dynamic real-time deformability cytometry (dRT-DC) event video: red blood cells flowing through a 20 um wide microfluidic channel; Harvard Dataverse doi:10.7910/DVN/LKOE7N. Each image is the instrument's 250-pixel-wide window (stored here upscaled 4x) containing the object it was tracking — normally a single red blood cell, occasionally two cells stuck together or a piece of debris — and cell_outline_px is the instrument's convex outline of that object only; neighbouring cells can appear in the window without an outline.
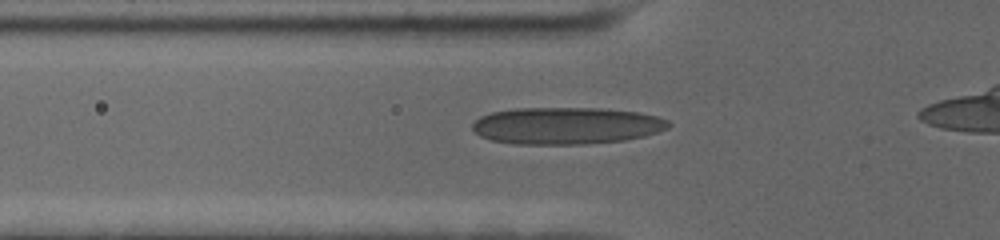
{"species": "human", "species_latin": "Homo sapiens", "temperature_condition": "cold", "stored_images_in_passage": 36, "camera_frame_rate_fps": 3000, "um_per_image_px": 0.085, "donor": {"sex": "female"}, "frame": {"image": 1, "passage_image": 6, "time_ms": 1.667, "image_size_px": [1000, 240], "cell_outline_px": [[672, 124], [668, 128], [644, 136], [624, 140], [584, 144], [512, 144], [492, 140], [480, 136], [472, 128], [472, 124], [480, 116], [492, 112], [516, 108], [600, 108], [640, 112], [656, 116], [668, 120]], "centroid_in_image_um": [48.14, 10.68], "position_along_channel_um": 77.7, "area_um2": 42.37}}
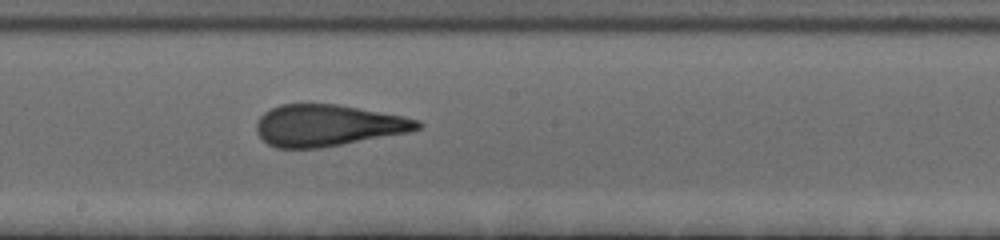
{"frame": {"image": 2, "passage_image": 18, "time_ms": 5.667, "image_size_px": [1000, 240], "cell_outline_px": [[424, 124], [420, 128], [408, 132], [320, 148], [276, 148], [268, 144], [256, 132], [256, 124], [260, 116], [264, 112], [280, 104], [336, 104], [404, 116], [420, 120]], "centroid_in_image_um": [27.86, 10.66], "position_along_channel_um": 220.3, "area_um2": 38.84}}
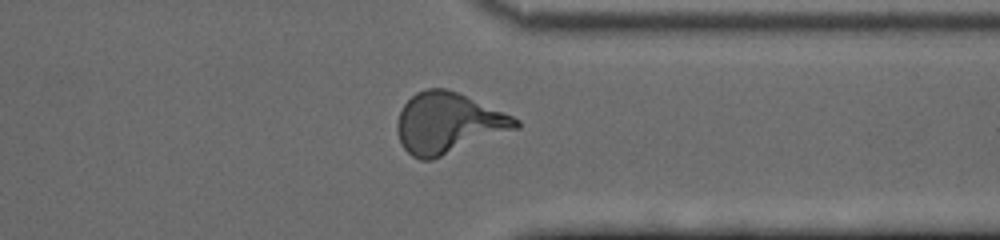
{"frame": {"image": 3, "passage_image": 31, "time_ms": 10.0, "image_size_px": [1000, 240], "cell_outline_px": [[520, 128], [432, 160], [420, 160], [412, 156], [400, 144], [396, 128], [396, 124], [400, 112], [404, 104], [416, 92], [428, 88], [444, 88], [456, 92], [512, 116], [520, 120]], "centroid_in_image_um": [38.08, 10.49], "position_along_channel_um": 373.3, "area_um2": 41.79}}